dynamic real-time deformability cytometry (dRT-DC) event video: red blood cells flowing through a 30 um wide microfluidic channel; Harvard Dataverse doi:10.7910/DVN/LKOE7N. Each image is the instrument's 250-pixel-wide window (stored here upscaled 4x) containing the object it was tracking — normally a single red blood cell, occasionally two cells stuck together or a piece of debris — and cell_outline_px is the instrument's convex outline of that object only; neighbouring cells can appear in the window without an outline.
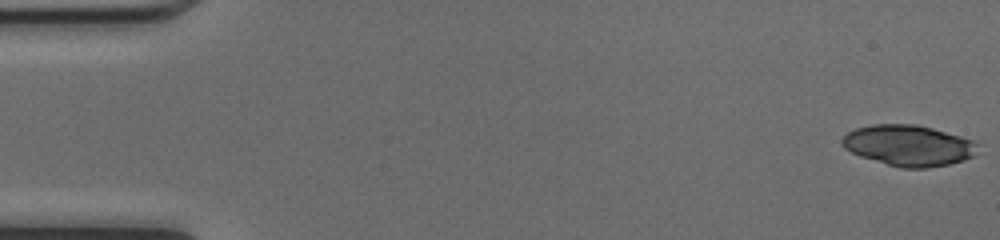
{"species": "common noctule bat (a hibernating species)", "species_latin": "Nyctalus noctula", "temperature_condition": "cold", "stored_images_in_passage": 24, "camera_frame_rate_fps": 3000, "um_per_image_px": 0.085, "animal": {"sex": "female", "body_mass_g": 17.0, "forearm_length_mm": 48.0}, "frame": {"image": 1, "passage_image": 1, "time_ms": 0.0, "image_size_px": [1000, 240], "cell_outline_px": [[980, 144], [976, 156], [964, 160], [948, 164], [928, 168], [900, 168], [860, 156], [844, 148], [840, 144], [840, 140], [848, 132], [856, 128], [872, 124], [916, 124], [932, 128], [960, 136], [972, 140]], "centroid_in_image_um": [77.25, 12.37], "position_along_channel_um": 7.8, "area_um2": 32.54}}